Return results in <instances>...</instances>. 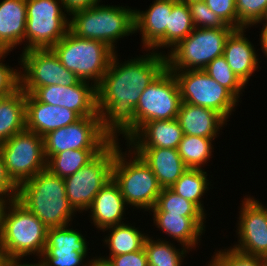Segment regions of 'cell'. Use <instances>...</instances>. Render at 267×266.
Here are the masks:
<instances>
[{"label":"cell","mask_w":267,"mask_h":266,"mask_svg":"<svg viewBox=\"0 0 267 266\" xmlns=\"http://www.w3.org/2000/svg\"><path fill=\"white\" fill-rule=\"evenodd\" d=\"M122 63L115 53L96 86L97 110L114 134L133 114L142 92L167 67L166 55L151 50Z\"/></svg>","instance_id":"1"},{"label":"cell","mask_w":267,"mask_h":266,"mask_svg":"<svg viewBox=\"0 0 267 266\" xmlns=\"http://www.w3.org/2000/svg\"><path fill=\"white\" fill-rule=\"evenodd\" d=\"M16 200L47 228L72 225L77 213L66 197L64 179L47 168L18 186Z\"/></svg>","instance_id":"2"},{"label":"cell","mask_w":267,"mask_h":266,"mask_svg":"<svg viewBox=\"0 0 267 266\" xmlns=\"http://www.w3.org/2000/svg\"><path fill=\"white\" fill-rule=\"evenodd\" d=\"M47 229L16 199L5 202L1 212L0 245L11 260L27 259L30 255L39 259L45 250Z\"/></svg>","instance_id":"3"},{"label":"cell","mask_w":267,"mask_h":266,"mask_svg":"<svg viewBox=\"0 0 267 266\" xmlns=\"http://www.w3.org/2000/svg\"><path fill=\"white\" fill-rule=\"evenodd\" d=\"M119 142L120 140L115 139L112 179L119 186L128 207L150 213L162 187L142 158L130 146L126 147L128 150L122 152Z\"/></svg>","instance_id":"4"},{"label":"cell","mask_w":267,"mask_h":266,"mask_svg":"<svg viewBox=\"0 0 267 266\" xmlns=\"http://www.w3.org/2000/svg\"><path fill=\"white\" fill-rule=\"evenodd\" d=\"M134 10L129 6L101 5L77 11L69 17V31L74 35L103 42L115 53L120 38L135 33Z\"/></svg>","instance_id":"5"},{"label":"cell","mask_w":267,"mask_h":266,"mask_svg":"<svg viewBox=\"0 0 267 266\" xmlns=\"http://www.w3.org/2000/svg\"><path fill=\"white\" fill-rule=\"evenodd\" d=\"M177 80L167 67L142 92L134 114L113 134L128 140L144 123L176 119L181 105Z\"/></svg>","instance_id":"6"},{"label":"cell","mask_w":267,"mask_h":266,"mask_svg":"<svg viewBox=\"0 0 267 266\" xmlns=\"http://www.w3.org/2000/svg\"><path fill=\"white\" fill-rule=\"evenodd\" d=\"M51 49L67 70L95 86L102 80L115 54L103 42L80 38L70 31Z\"/></svg>","instance_id":"7"},{"label":"cell","mask_w":267,"mask_h":266,"mask_svg":"<svg viewBox=\"0 0 267 266\" xmlns=\"http://www.w3.org/2000/svg\"><path fill=\"white\" fill-rule=\"evenodd\" d=\"M234 28H194L174 48L167 51L166 66L170 71L203 70L212 60L223 55L227 38Z\"/></svg>","instance_id":"8"},{"label":"cell","mask_w":267,"mask_h":266,"mask_svg":"<svg viewBox=\"0 0 267 266\" xmlns=\"http://www.w3.org/2000/svg\"><path fill=\"white\" fill-rule=\"evenodd\" d=\"M26 13L23 51L51 49L69 31V16L61 0H26Z\"/></svg>","instance_id":"9"},{"label":"cell","mask_w":267,"mask_h":266,"mask_svg":"<svg viewBox=\"0 0 267 266\" xmlns=\"http://www.w3.org/2000/svg\"><path fill=\"white\" fill-rule=\"evenodd\" d=\"M115 139L91 162L64 178L66 197L78 213L87 212L98 192L112 180Z\"/></svg>","instance_id":"10"},{"label":"cell","mask_w":267,"mask_h":266,"mask_svg":"<svg viewBox=\"0 0 267 266\" xmlns=\"http://www.w3.org/2000/svg\"><path fill=\"white\" fill-rule=\"evenodd\" d=\"M43 139L47 160L66 150H104L114 140V136L104 125L101 116H87L49 132Z\"/></svg>","instance_id":"11"},{"label":"cell","mask_w":267,"mask_h":266,"mask_svg":"<svg viewBox=\"0 0 267 266\" xmlns=\"http://www.w3.org/2000/svg\"><path fill=\"white\" fill-rule=\"evenodd\" d=\"M172 72L177 80L182 102L213 109L230 121V115L241 101L228 89L212 79L204 70Z\"/></svg>","instance_id":"12"},{"label":"cell","mask_w":267,"mask_h":266,"mask_svg":"<svg viewBox=\"0 0 267 266\" xmlns=\"http://www.w3.org/2000/svg\"><path fill=\"white\" fill-rule=\"evenodd\" d=\"M7 174L19 186L46 169L44 139L27 129L0 143Z\"/></svg>","instance_id":"13"},{"label":"cell","mask_w":267,"mask_h":266,"mask_svg":"<svg viewBox=\"0 0 267 266\" xmlns=\"http://www.w3.org/2000/svg\"><path fill=\"white\" fill-rule=\"evenodd\" d=\"M19 55L20 88L25 94H31L39 87L70 86L81 81L76 74L61 64L52 49H32Z\"/></svg>","instance_id":"14"},{"label":"cell","mask_w":267,"mask_h":266,"mask_svg":"<svg viewBox=\"0 0 267 266\" xmlns=\"http://www.w3.org/2000/svg\"><path fill=\"white\" fill-rule=\"evenodd\" d=\"M247 196V197H246ZM241 201L237 221V243L232 247L249 255L267 259L266 206L257 198L246 195Z\"/></svg>","instance_id":"15"},{"label":"cell","mask_w":267,"mask_h":266,"mask_svg":"<svg viewBox=\"0 0 267 266\" xmlns=\"http://www.w3.org/2000/svg\"><path fill=\"white\" fill-rule=\"evenodd\" d=\"M31 94L42 103L65 107L76 112L81 118L100 116L97 110L96 86L88 81L81 80L70 86L39 87Z\"/></svg>","instance_id":"16"},{"label":"cell","mask_w":267,"mask_h":266,"mask_svg":"<svg viewBox=\"0 0 267 266\" xmlns=\"http://www.w3.org/2000/svg\"><path fill=\"white\" fill-rule=\"evenodd\" d=\"M172 7L173 0H154L145 11L135 8V33L142 34L141 43L145 51L165 53L160 48H166V26Z\"/></svg>","instance_id":"17"},{"label":"cell","mask_w":267,"mask_h":266,"mask_svg":"<svg viewBox=\"0 0 267 266\" xmlns=\"http://www.w3.org/2000/svg\"><path fill=\"white\" fill-rule=\"evenodd\" d=\"M81 117L65 107L38 101L26 94V129L44 137L49 132L77 122Z\"/></svg>","instance_id":"18"},{"label":"cell","mask_w":267,"mask_h":266,"mask_svg":"<svg viewBox=\"0 0 267 266\" xmlns=\"http://www.w3.org/2000/svg\"><path fill=\"white\" fill-rule=\"evenodd\" d=\"M246 28L235 29L227 38L223 56L234 74L247 86L256 70H260L258 53L246 37ZM257 53V54H256Z\"/></svg>","instance_id":"19"},{"label":"cell","mask_w":267,"mask_h":266,"mask_svg":"<svg viewBox=\"0 0 267 266\" xmlns=\"http://www.w3.org/2000/svg\"><path fill=\"white\" fill-rule=\"evenodd\" d=\"M179 121L152 120L144 123L125 143L130 148L178 149L183 137Z\"/></svg>","instance_id":"20"},{"label":"cell","mask_w":267,"mask_h":266,"mask_svg":"<svg viewBox=\"0 0 267 266\" xmlns=\"http://www.w3.org/2000/svg\"><path fill=\"white\" fill-rule=\"evenodd\" d=\"M90 212L91 224L97 230H103L110 226L125 223L128 207L121 194L119 186L110 180L94 197L92 205L88 209Z\"/></svg>","instance_id":"21"},{"label":"cell","mask_w":267,"mask_h":266,"mask_svg":"<svg viewBox=\"0 0 267 266\" xmlns=\"http://www.w3.org/2000/svg\"><path fill=\"white\" fill-rule=\"evenodd\" d=\"M153 225L162 233L188 250L195 249L201 243L205 233L206 217H183L181 214H152ZM199 241V242H198ZM197 245V246H196Z\"/></svg>","instance_id":"22"},{"label":"cell","mask_w":267,"mask_h":266,"mask_svg":"<svg viewBox=\"0 0 267 266\" xmlns=\"http://www.w3.org/2000/svg\"><path fill=\"white\" fill-rule=\"evenodd\" d=\"M150 167L162 188L171 187L188 169L178 153L171 148H131Z\"/></svg>","instance_id":"23"},{"label":"cell","mask_w":267,"mask_h":266,"mask_svg":"<svg viewBox=\"0 0 267 266\" xmlns=\"http://www.w3.org/2000/svg\"><path fill=\"white\" fill-rule=\"evenodd\" d=\"M177 120L183 134L205 138H218L220 132H222L220 130L228 122L213 109L185 102L180 105Z\"/></svg>","instance_id":"24"},{"label":"cell","mask_w":267,"mask_h":266,"mask_svg":"<svg viewBox=\"0 0 267 266\" xmlns=\"http://www.w3.org/2000/svg\"><path fill=\"white\" fill-rule=\"evenodd\" d=\"M26 22V0L0 2V50L12 51L25 42Z\"/></svg>","instance_id":"25"},{"label":"cell","mask_w":267,"mask_h":266,"mask_svg":"<svg viewBox=\"0 0 267 266\" xmlns=\"http://www.w3.org/2000/svg\"><path fill=\"white\" fill-rule=\"evenodd\" d=\"M102 231L108 233L102 241L107 245L106 247L109 248V256H97V258L103 262H106L113 256L141 250L144 246L146 237L149 235L129 223L110 226Z\"/></svg>","instance_id":"26"},{"label":"cell","mask_w":267,"mask_h":266,"mask_svg":"<svg viewBox=\"0 0 267 266\" xmlns=\"http://www.w3.org/2000/svg\"><path fill=\"white\" fill-rule=\"evenodd\" d=\"M26 129V94L19 88L0 101V143Z\"/></svg>","instance_id":"27"},{"label":"cell","mask_w":267,"mask_h":266,"mask_svg":"<svg viewBox=\"0 0 267 266\" xmlns=\"http://www.w3.org/2000/svg\"><path fill=\"white\" fill-rule=\"evenodd\" d=\"M204 169L188 168L181 177L169 187L173 192L194 203L205 215L203 196L210 190L211 181Z\"/></svg>","instance_id":"28"},{"label":"cell","mask_w":267,"mask_h":266,"mask_svg":"<svg viewBox=\"0 0 267 266\" xmlns=\"http://www.w3.org/2000/svg\"><path fill=\"white\" fill-rule=\"evenodd\" d=\"M162 239L154 240L149 235L146 237L143 247L147 255L148 266H182L190 250L184 246L182 248L179 246V249L173 245L174 242H170V239L169 241Z\"/></svg>","instance_id":"29"},{"label":"cell","mask_w":267,"mask_h":266,"mask_svg":"<svg viewBox=\"0 0 267 266\" xmlns=\"http://www.w3.org/2000/svg\"><path fill=\"white\" fill-rule=\"evenodd\" d=\"M103 150H66L46 160V168L60 178L76 173L91 162Z\"/></svg>","instance_id":"30"},{"label":"cell","mask_w":267,"mask_h":266,"mask_svg":"<svg viewBox=\"0 0 267 266\" xmlns=\"http://www.w3.org/2000/svg\"><path fill=\"white\" fill-rule=\"evenodd\" d=\"M216 138H205L184 134L178 146V153L188 168L203 169L212 158Z\"/></svg>","instance_id":"31"},{"label":"cell","mask_w":267,"mask_h":266,"mask_svg":"<svg viewBox=\"0 0 267 266\" xmlns=\"http://www.w3.org/2000/svg\"><path fill=\"white\" fill-rule=\"evenodd\" d=\"M194 24L189 6L181 0H173L171 15L166 26V49L174 48L186 38L193 30Z\"/></svg>","instance_id":"32"},{"label":"cell","mask_w":267,"mask_h":266,"mask_svg":"<svg viewBox=\"0 0 267 266\" xmlns=\"http://www.w3.org/2000/svg\"><path fill=\"white\" fill-rule=\"evenodd\" d=\"M153 214H181L183 217H207L194 203L173 192L170 188H162L155 206L150 210Z\"/></svg>","instance_id":"33"},{"label":"cell","mask_w":267,"mask_h":266,"mask_svg":"<svg viewBox=\"0 0 267 266\" xmlns=\"http://www.w3.org/2000/svg\"><path fill=\"white\" fill-rule=\"evenodd\" d=\"M70 225L47 229L45 248H58L59 250H73L88 256V242L82 231L72 229Z\"/></svg>","instance_id":"34"},{"label":"cell","mask_w":267,"mask_h":266,"mask_svg":"<svg viewBox=\"0 0 267 266\" xmlns=\"http://www.w3.org/2000/svg\"><path fill=\"white\" fill-rule=\"evenodd\" d=\"M203 70L241 100L246 85L234 74L223 55L212 60Z\"/></svg>","instance_id":"35"},{"label":"cell","mask_w":267,"mask_h":266,"mask_svg":"<svg viewBox=\"0 0 267 266\" xmlns=\"http://www.w3.org/2000/svg\"><path fill=\"white\" fill-rule=\"evenodd\" d=\"M211 257L207 266H267L266 258L243 253L232 246L215 250Z\"/></svg>","instance_id":"36"},{"label":"cell","mask_w":267,"mask_h":266,"mask_svg":"<svg viewBox=\"0 0 267 266\" xmlns=\"http://www.w3.org/2000/svg\"><path fill=\"white\" fill-rule=\"evenodd\" d=\"M238 29L251 28L265 22L267 0H236Z\"/></svg>","instance_id":"37"},{"label":"cell","mask_w":267,"mask_h":266,"mask_svg":"<svg viewBox=\"0 0 267 266\" xmlns=\"http://www.w3.org/2000/svg\"><path fill=\"white\" fill-rule=\"evenodd\" d=\"M97 258L89 259L73 250H59L58 248H45L39 261L41 266H90ZM87 260V262L85 261Z\"/></svg>","instance_id":"38"},{"label":"cell","mask_w":267,"mask_h":266,"mask_svg":"<svg viewBox=\"0 0 267 266\" xmlns=\"http://www.w3.org/2000/svg\"><path fill=\"white\" fill-rule=\"evenodd\" d=\"M195 28H233L226 25L204 1L187 3Z\"/></svg>","instance_id":"39"},{"label":"cell","mask_w":267,"mask_h":266,"mask_svg":"<svg viewBox=\"0 0 267 266\" xmlns=\"http://www.w3.org/2000/svg\"><path fill=\"white\" fill-rule=\"evenodd\" d=\"M11 51L0 50V96H9L20 88V75L17 67L7 65L6 58Z\"/></svg>","instance_id":"40"},{"label":"cell","mask_w":267,"mask_h":266,"mask_svg":"<svg viewBox=\"0 0 267 266\" xmlns=\"http://www.w3.org/2000/svg\"><path fill=\"white\" fill-rule=\"evenodd\" d=\"M235 1L236 0H205L204 2L226 25L238 29Z\"/></svg>","instance_id":"41"},{"label":"cell","mask_w":267,"mask_h":266,"mask_svg":"<svg viewBox=\"0 0 267 266\" xmlns=\"http://www.w3.org/2000/svg\"><path fill=\"white\" fill-rule=\"evenodd\" d=\"M105 263L108 266H148L144 247L135 252L110 257Z\"/></svg>","instance_id":"42"},{"label":"cell","mask_w":267,"mask_h":266,"mask_svg":"<svg viewBox=\"0 0 267 266\" xmlns=\"http://www.w3.org/2000/svg\"><path fill=\"white\" fill-rule=\"evenodd\" d=\"M18 186L10 179L6 171V166L0 155V199H16Z\"/></svg>","instance_id":"43"},{"label":"cell","mask_w":267,"mask_h":266,"mask_svg":"<svg viewBox=\"0 0 267 266\" xmlns=\"http://www.w3.org/2000/svg\"><path fill=\"white\" fill-rule=\"evenodd\" d=\"M65 12L71 14L99 4L102 0H61Z\"/></svg>","instance_id":"44"},{"label":"cell","mask_w":267,"mask_h":266,"mask_svg":"<svg viewBox=\"0 0 267 266\" xmlns=\"http://www.w3.org/2000/svg\"><path fill=\"white\" fill-rule=\"evenodd\" d=\"M263 24V28L261 30V34H259L260 36V41L259 43L261 44V50L263 51V53L265 54L264 56L267 57V22L262 23Z\"/></svg>","instance_id":"45"},{"label":"cell","mask_w":267,"mask_h":266,"mask_svg":"<svg viewBox=\"0 0 267 266\" xmlns=\"http://www.w3.org/2000/svg\"><path fill=\"white\" fill-rule=\"evenodd\" d=\"M25 262V263H24ZM22 261L21 260H11L6 266H41L40 262L38 261V263H28L26 261Z\"/></svg>","instance_id":"46"},{"label":"cell","mask_w":267,"mask_h":266,"mask_svg":"<svg viewBox=\"0 0 267 266\" xmlns=\"http://www.w3.org/2000/svg\"><path fill=\"white\" fill-rule=\"evenodd\" d=\"M10 261L7 251L0 245V266H6Z\"/></svg>","instance_id":"47"},{"label":"cell","mask_w":267,"mask_h":266,"mask_svg":"<svg viewBox=\"0 0 267 266\" xmlns=\"http://www.w3.org/2000/svg\"><path fill=\"white\" fill-rule=\"evenodd\" d=\"M90 266H108L105 262L99 260L98 258H96Z\"/></svg>","instance_id":"48"},{"label":"cell","mask_w":267,"mask_h":266,"mask_svg":"<svg viewBox=\"0 0 267 266\" xmlns=\"http://www.w3.org/2000/svg\"><path fill=\"white\" fill-rule=\"evenodd\" d=\"M6 201L7 200H5V199H0V225H1V212H2V208H3Z\"/></svg>","instance_id":"49"},{"label":"cell","mask_w":267,"mask_h":266,"mask_svg":"<svg viewBox=\"0 0 267 266\" xmlns=\"http://www.w3.org/2000/svg\"><path fill=\"white\" fill-rule=\"evenodd\" d=\"M181 1L186 2V3H191V2H201L205 0H181Z\"/></svg>","instance_id":"50"},{"label":"cell","mask_w":267,"mask_h":266,"mask_svg":"<svg viewBox=\"0 0 267 266\" xmlns=\"http://www.w3.org/2000/svg\"><path fill=\"white\" fill-rule=\"evenodd\" d=\"M265 22H267V10H266V14H265Z\"/></svg>","instance_id":"51"}]
</instances>
